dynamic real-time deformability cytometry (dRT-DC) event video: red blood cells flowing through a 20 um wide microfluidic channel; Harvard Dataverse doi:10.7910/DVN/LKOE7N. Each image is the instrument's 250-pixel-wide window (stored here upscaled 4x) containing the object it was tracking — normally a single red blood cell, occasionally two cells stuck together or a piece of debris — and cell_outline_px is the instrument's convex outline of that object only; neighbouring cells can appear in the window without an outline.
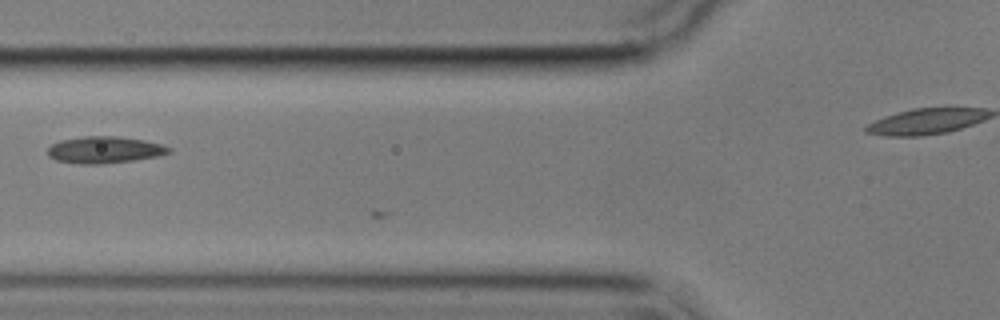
{"species": "common noctule bat (a hibernating species)", "species_latin": "Nyctalus noctula", "temperature_condition": "cold", "stored_images_in_passage": 10, "camera_frame_rate_fps": 3000, "um_per_image_px": 0.085, "animal": {"sex": "male", "body_mass_g": 17.9}, "frame": {"image": 1, "passage_image": 5, "time_ms": 1.333, "image_size_px": [1000, 320], "cell_outline_px": [[172, 152], [160, 156], [104, 164], [76, 164], [56, 160], [48, 156], [48, 148], [52, 144], [60, 140], [84, 136], [116, 136], [144, 140], [160, 144], [172, 148]], "centroid_in_image_um": [8.89, 12.74], "position_along_channel_um": 116.9, "area_um2": 19.02}}
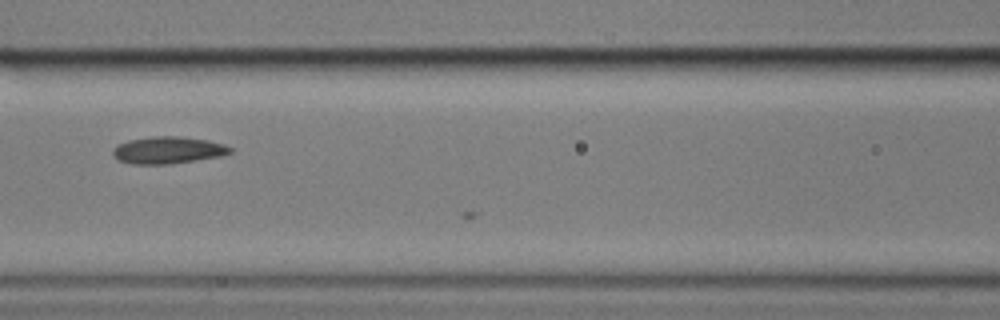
{"frame": {"image": 2, "passage_image": 8, "time_ms": 2.333, "image_size_px": [1000, 320], "cell_outline_px": [[232, 152], [224, 156], [168, 164], [132, 164], [116, 160], [112, 156], [112, 148], [116, 144], [128, 140], [152, 136], [176, 136], [208, 140], [224, 144], [232, 148]], "centroid_in_image_um": [14.24, 12.76], "position_along_channel_um": 152.4, "area_um2": 18.79}}